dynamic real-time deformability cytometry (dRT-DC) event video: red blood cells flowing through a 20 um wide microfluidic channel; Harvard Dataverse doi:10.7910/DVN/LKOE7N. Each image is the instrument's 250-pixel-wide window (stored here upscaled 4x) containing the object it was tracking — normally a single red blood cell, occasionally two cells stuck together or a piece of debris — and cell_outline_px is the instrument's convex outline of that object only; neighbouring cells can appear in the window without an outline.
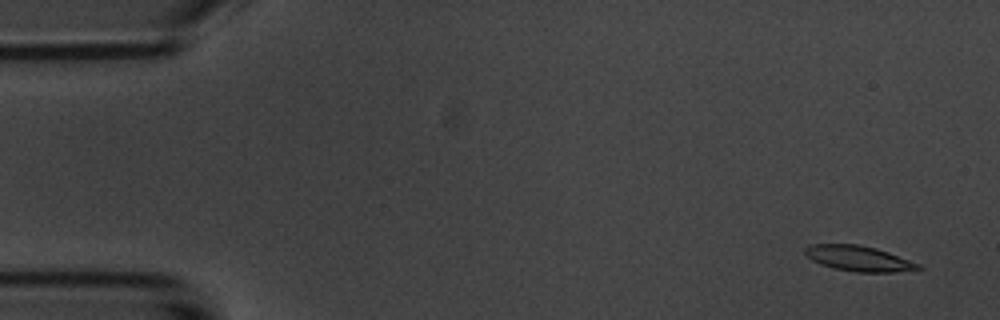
{"species": "common noctule bat (a hibernating species)", "species_latin": "Nyctalus noctula", "temperature_condition": "room temperature", "stored_images_in_passage": 55, "camera_frame_rate_fps": 3000, "um_per_image_px": 0.085, "animal": {"sex": "male", "body_mass_g": 20.1, "forearm_length_mm": 53.5}, "frame": {"image": 1, "passage_image": 3, "time_ms": 0.667, "image_size_px": [1000, 320], "cell_outline_px": [[924, 268], [892, 272], [856, 272], [836, 268], [820, 264], [812, 260], [804, 252], [804, 248], [812, 244], [856, 244], [876, 248], [888, 252], [920, 264]], "centroid_in_image_um": [72.98, 21.96], "position_along_channel_um": 12.0, "area_um2": 16.53}}
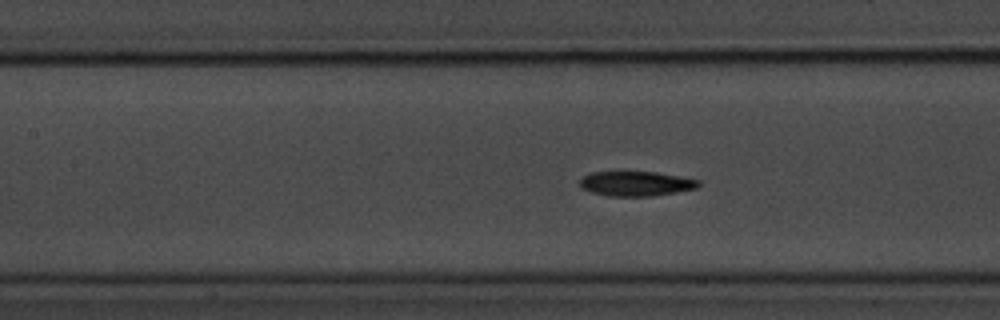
{"frame": {"image": 2, "passage_image": 24, "time_ms": 7.667, "image_size_px": [1000, 320], "cell_outline_px": [[700, 184], [696, 188], [676, 192], [652, 196], [608, 196], [592, 192], [580, 188], [580, 180], [584, 176], [592, 172], [656, 172], [680, 176], [700, 180]], "centroid_in_image_um": [54.06, 15.61], "position_along_channel_um": 153.3, "area_um2": 17.05}}
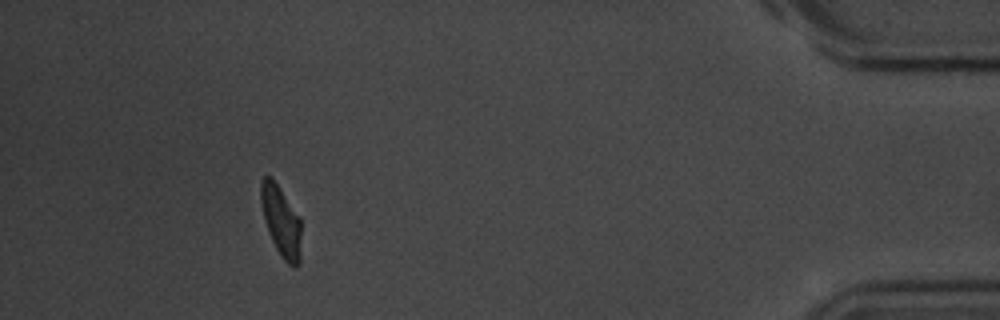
{"frame": {"image": 3, "passage_image": 50, "time_ms": 16.333, "image_size_px": [1000, 320], "cell_outline_px": [[300, 264], [296, 268], [292, 268], [280, 256], [268, 232], [264, 220], [260, 200], [260, 184], [264, 176], [272, 176], [300, 216]], "centroid_in_image_um": [23.89, 18.8], "position_along_channel_um": 411.3, "area_um2": 16.88}, "authors_computed_cell_mechanics": {"area_um2": 17.1088, "velocity_mm_per_s": 3.6728, "shape_relaxation_time_tau1_ms": 3.3333, "shape_relaxation_time_tau2_ms": 3.6992, "deformation_change_tau1": 0.1764, "deformation_change_tau2": 0.1047}}